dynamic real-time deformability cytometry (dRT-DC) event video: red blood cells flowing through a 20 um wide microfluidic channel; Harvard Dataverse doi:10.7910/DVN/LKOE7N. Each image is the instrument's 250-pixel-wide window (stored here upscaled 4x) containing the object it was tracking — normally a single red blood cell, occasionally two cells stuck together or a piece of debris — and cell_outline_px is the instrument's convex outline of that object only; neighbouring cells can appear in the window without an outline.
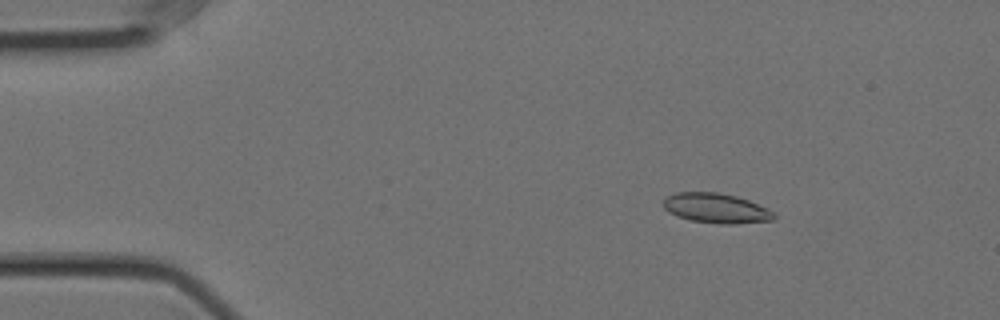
{"species": "Egyptian fruit bat (a non-hibernating species)", "species_latin": "Rousettus aegyptiacus", "temperature_condition": "cold", "stored_images_in_passage": 50, "camera_frame_rate_fps": 3000, "um_per_image_px": 0.085, "animal": {"sex": "female"}, "frame": {"image": 1, "passage_image": 2, "time_ms": 0.333, "image_size_px": [1000, 320], "cell_outline_px": [[776, 220], [736, 224], [716, 224], [692, 220], [676, 216], [668, 212], [664, 208], [664, 200], [668, 196], [676, 192], [716, 192], [736, 196], [748, 200], [776, 212]], "centroid_in_image_um": [60.91, 17.71], "position_along_channel_um": 24.1, "area_um2": 19.36}}
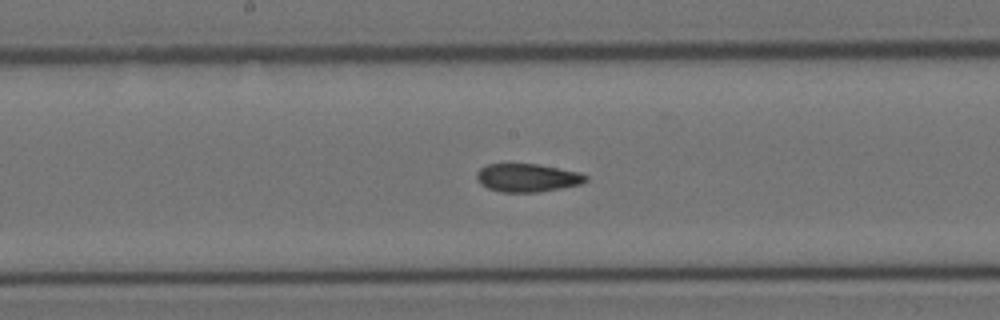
{"frame": {"image": 2, "passage_image": 23, "time_ms": 7.333, "image_size_px": [1000, 320], "cell_outline_px": [[588, 180], [580, 184], [560, 188], [536, 192], [500, 192], [488, 188], [480, 184], [476, 180], [476, 172], [484, 164], [540, 164], [580, 172], [588, 176]], "centroid_in_image_um": [44.8, 15.1], "position_along_channel_um": 203.4, "area_um2": 18.09}}
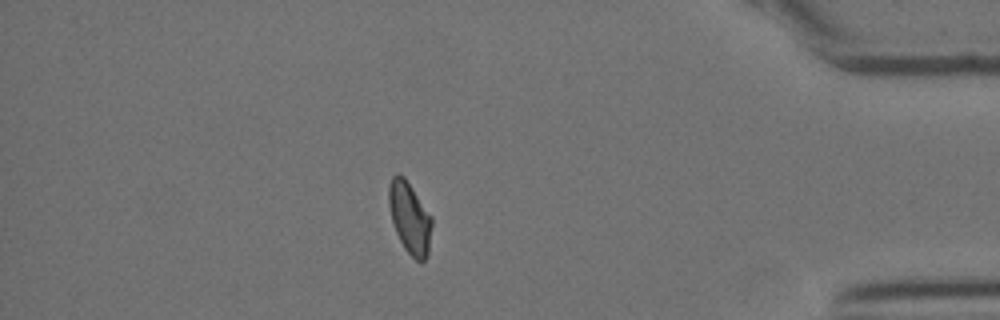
{"frame": {"image": 3, "passage_image": 43, "time_ms": 14.0, "image_size_px": [1000, 320], "cell_outline_px": [[432, 224], [428, 256], [424, 260], [416, 260], [404, 248], [396, 232], [392, 220], [388, 204], [388, 184], [392, 176], [396, 172], [400, 172], [404, 176], [432, 216]], "centroid_in_image_um": [34.81, 18.46], "position_along_channel_um": 400.4, "area_um2": 18.09}, "authors_computed_cell_mechanics": {"area_um2": 18.4093, "velocity_mm_per_s": 3.5535, "shape_relaxation_time_tau1_ms": null, "shape_relaxation_time_tau2_ms": 1.88, "deformation_change_tau1": null, "deformation_change_tau2": 0.0679}}